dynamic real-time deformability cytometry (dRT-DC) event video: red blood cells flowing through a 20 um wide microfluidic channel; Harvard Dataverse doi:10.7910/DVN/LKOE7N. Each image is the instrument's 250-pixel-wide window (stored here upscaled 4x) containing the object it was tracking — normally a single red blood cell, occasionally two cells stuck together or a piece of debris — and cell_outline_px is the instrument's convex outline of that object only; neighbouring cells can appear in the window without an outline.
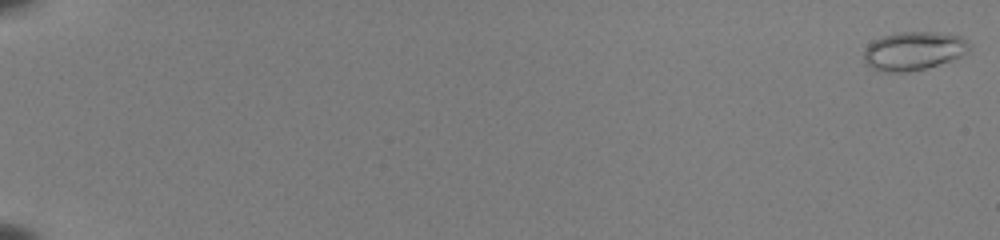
{"species": "common noctule bat (a hibernating species)", "species_latin": "Nyctalus noctula", "temperature_condition": "room temperature", "stored_images_in_passage": 55, "camera_frame_rate_fps": 3000, "um_per_image_px": 0.085, "animal": {"sex": "female", "body_mass_g": 22.0, "forearm_length_mm": 56.7}, "frame": {"image": 1, "passage_image": 2, "time_ms": 0.333, "image_size_px": [1000, 240], "cell_outline_px": [[952, 40], [948, 56], [944, 60], [920, 68], [884, 68], [868, 60], [868, 48], [872, 44], [880, 40], [892, 36], [932, 36]], "centroid_in_image_um": [77.26, 4.38], "position_along_channel_um": 7.7, "area_um2": 16.3}}
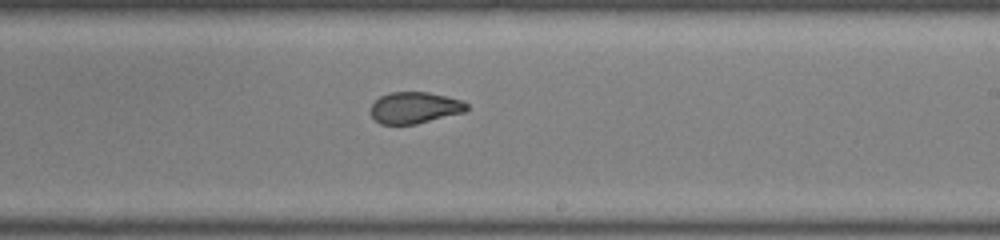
{"frame": {"image": 2, "passage_image": 37, "time_ms": 12.0, "image_size_px": [1000, 240], "cell_outline_px": [[468, 108], [464, 112], [412, 124], [384, 124], [376, 120], [372, 116], [372, 104], [380, 96], [392, 92], [424, 92], [444, 96], [460, 100], [468, 104]], "centroid_in_image_um": [35.24, 9.14], "position_along_channel_um": 253.8, "area_um2": 17.05}}
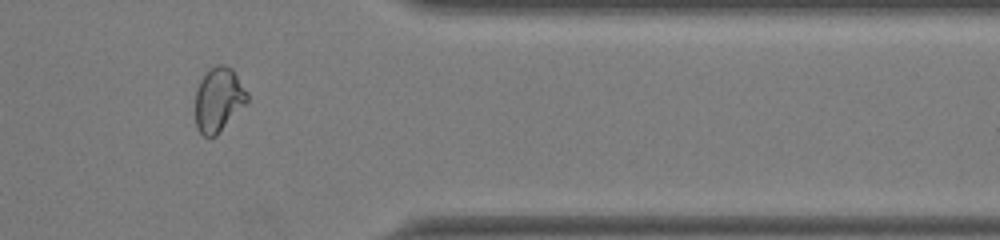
{"frame": {"image": 3, "passage_image": 48, "time_ms": 15.667, "image_size_px": [1000, 240], "cell_outline_px": [[248, 100], [212, 136], [204, 136], [200, 132], [196, 124], [196, 92], [204, 76], [212, 68], [228, 68], [236, 76], [248, 96]], "centroid_in_image_um": [18.53, 8.5], "position_along_channel_um": 392.9, "area_um2": 17.63}, "authors_computed_cell_mechanics": {"area_um2": 17.1088, "velocity_mm_per_s": 3.9798, "shape_relaxation_time_tau1_ms": null, "shape_relaxation_time_tau2_ms": 1.0484, "deformation_change_tau1": null, "deformation_change_tau2": 0.0545}}